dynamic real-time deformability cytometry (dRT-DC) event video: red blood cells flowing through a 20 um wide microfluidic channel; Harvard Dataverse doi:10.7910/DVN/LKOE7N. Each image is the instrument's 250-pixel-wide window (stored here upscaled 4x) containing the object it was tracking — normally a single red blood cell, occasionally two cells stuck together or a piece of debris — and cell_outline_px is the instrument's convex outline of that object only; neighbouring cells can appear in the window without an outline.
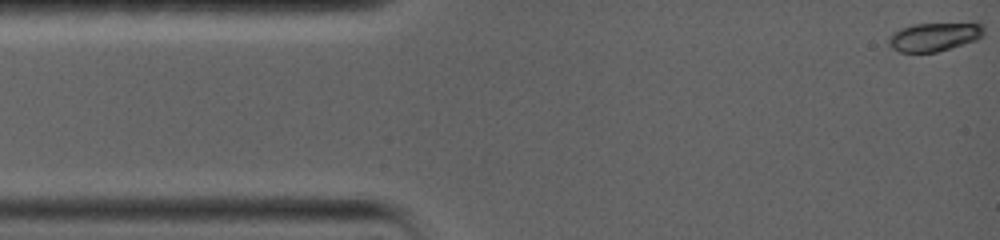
{"species": "common noctule bat (a hibernating species)", "species_latin": "Nyctalus noctula", "temperature_condition": "warm", "stored_images_in_passage": 16, "camera_frame_rate_fps": 5000, "um_per_image_px": 0.085, "animal": {"sex": "female", "body_mass_g": 19.0, "forearm_length_mm": 56.7}, "frame": {"image": 1, "passage_image": 1, "time_ms": 0.0, "image_size_px": [1000, 240], "cell_outline_px": [[984, 36], [976, 40], [964, 44], [936, 52], [900, 52], [892, 48], [888, 44], [888, 36], [892, 32], [900, 28], [912, 24], [984, 24]], "centroid_in_image_um": [79.37, 3.14], "position_along_channel_um": 5.6, "area_um2": 15.84}}
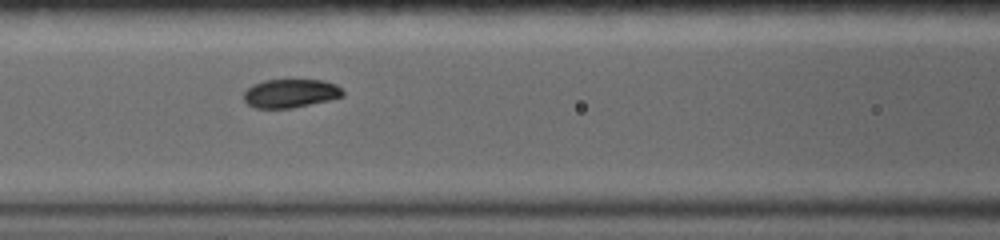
{"frame": {"image": 2, "passage_image": 7, "time_ms": 6.0, "image_size_px": [1000, 240], "cell_outline_px": [[344, 96], [328, 100], [292, 108], [256, 108], [248, 104], [244, 100], [244, 92], [252, 84], [264, 80], [324, 80], [336, 84], [344, 92]], "centroid_in_image_um": [24.69, 7.93], "position_along_channel_um": 141.9, "area_um2": 16.47}}
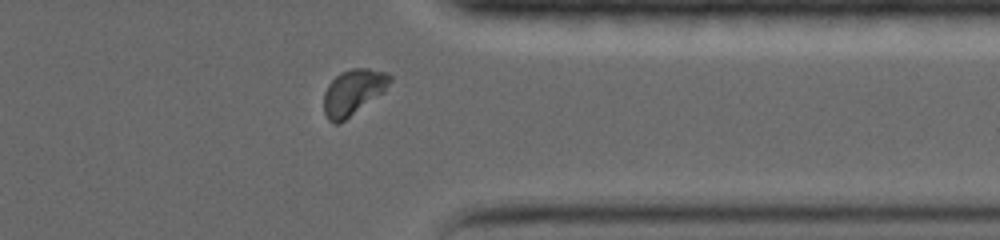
{"frame": {"image": 3, "passage_image": 14, "time_ms": 12.6, "image_size_px": [1000, 240], "cell_outline_px": [[392, 80], [384, 92], [340, 124], [332, 124], [328, 120], [324, 112], [324, 92], [328, 84], [340, 72], [352, 68], [368, 68], [384, 72], [392, 76]], "centroid_in_image_um": [30.01, 7.85], "position_along_channel_um": 381.4, "area_um2": 17.74}, "authors_computed_cell_mechanics": {"area_um2": 17.2244, "velocity_mm_per_s": 3.6654, "shape_relaxation_time_tau1_ms": 4.4807, "shape_relaxation_time_tau2_ms": null, "deformation_change_tau1": 0.1314, "deformation_change_tau2": null}}